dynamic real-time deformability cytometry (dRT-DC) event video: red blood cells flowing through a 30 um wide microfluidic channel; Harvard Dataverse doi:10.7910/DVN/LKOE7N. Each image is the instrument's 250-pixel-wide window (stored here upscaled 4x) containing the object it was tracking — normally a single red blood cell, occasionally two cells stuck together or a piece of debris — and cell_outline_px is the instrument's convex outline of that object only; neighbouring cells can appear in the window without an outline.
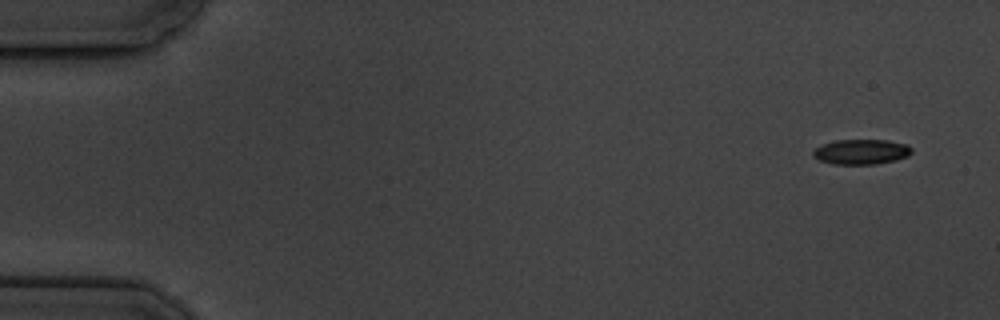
{"species": "common noctule bat (a hibernating species)", "species_latin": "Nyctalus noctula", "temperature_condition": "cold", "stored_images_in_passage": 5, "camera_frame_rate_fps": 3000, "um_per_image_px": 0.085, "animal": {"sex": "male", "body_mass_g": 19.5, "forearm_length_mm": 54.6}, "frame": {"image": 1, "passage_image": 1, "time_ms": 0.0, "image_size_px": [1000, 320], "cell_outline_px": [[912, 152], [908, 156], [896, 160], [876, 164], [832, 164], [820, 160], [812, 156], [812, 152], [816, 148], [824, 144], [836, 140], [888, 140], [908, 144], [912, 148]], "centroid_in_image_um": [73.24, 12.9], "position_along_channel_um": 11.8, "area_um2": 14.45}}
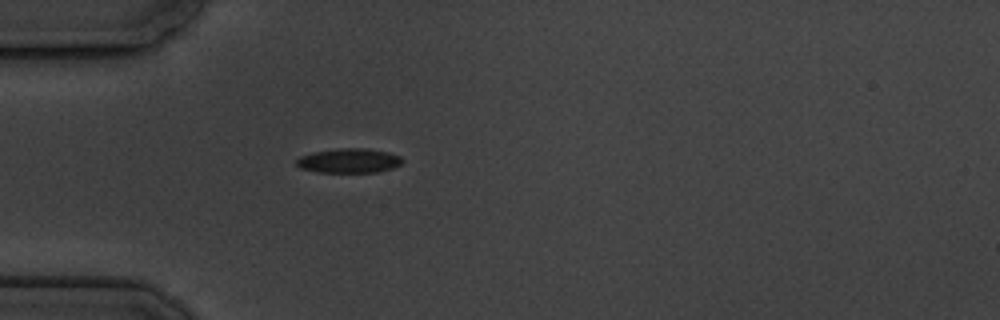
{"frame": {"image": 2, "passage_image": 5, "time_ms": 4.667, "image_size_px": [1000, 320], "cell_outline_px": [[404, 160], [400, 164], [392, 168], [380, 172], [316, 172], [300, 168], [296, 164], [296, 160], [300, 156], [312, 152], [336, 148], [364, 148], [388, 152], [400, 156]], "centroid_in_image_um": [29.65, 13.65], "position_along_channel_um": 55.4, "area_um2": 15.2}}